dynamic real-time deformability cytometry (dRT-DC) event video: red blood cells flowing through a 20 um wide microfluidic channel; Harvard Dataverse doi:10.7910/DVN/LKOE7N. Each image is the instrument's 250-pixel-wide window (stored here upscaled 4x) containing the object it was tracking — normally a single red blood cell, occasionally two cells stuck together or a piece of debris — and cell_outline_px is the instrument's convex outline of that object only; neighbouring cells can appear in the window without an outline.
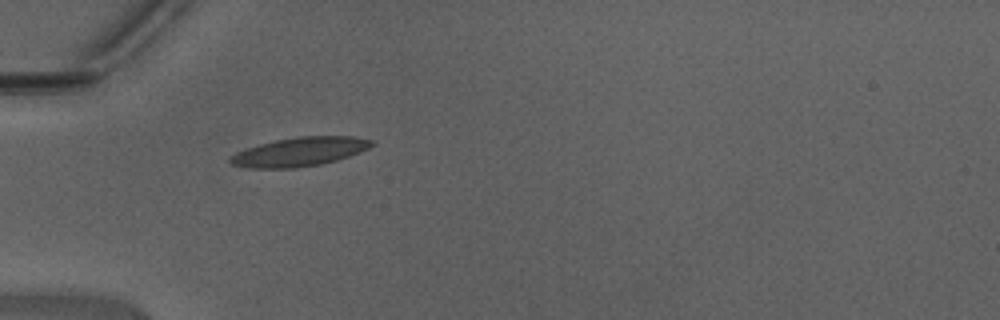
{"species": "Egyptian fruit bat (a non-hibernating species)", "species_latin": "Rousettus aegyptiacus", "temperature_condition": "warm", "stored_images_in_passage": 21, "camera_frame_rate_fps": 3000, "um_per_image_px": 0.085, "animal": {"sex": "male"}, "frame": {"image": 1, "passage_image": 1, "time_ms": 0.0, "image_size_px": [1000, 320], "cell_outline_px": [[376, 144], [360, 152], [336, 160], [320, 164], [296, 168], [248, 168], [232, 164], [228, 160], [236, 152], [260, 144], [276, 140], [300, 136], [352, 136], [376, 140]], "centroid_in_image_um": [25.52, 12.89], "position_along_channel_um": 59.5, "area_um2": 23.76}}
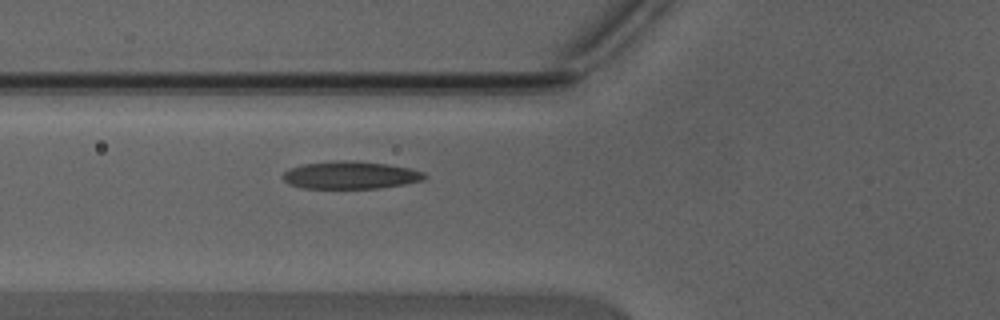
{"frame": {"image": 2, "passage_image": 4, "time_ms": 1.0, "image_size_px": [1000, 320], "cell_outline_px": [[428, 176], [424, 180], [404, 184], [380, 188], [300, 188], [288, 184], [280, 176], [288, 168], [304, 164], [336, 160], [356, 160], [388, 164], [408, 168], [424, 172]], "centroid_in_image_um": [29.76, 14.88], "position_along_channel_um": 96.0, "area_um2": 23.06}}
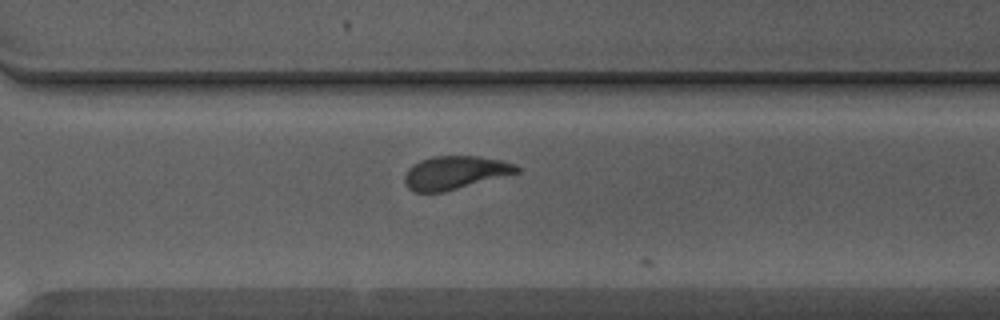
{"frame": {"image": 3, "passage_image": 20, "time_ms": 6.333, "image_size_px": [1000, 320], "cell_outline_px": [[520, 172], [444, 192], [416, 192], [408, 188], [404, 180], [404, 176], [408, 168], [412, 164], [420, 160], [432, 156], [480, 156], [500, 160], [516, 164], [520, 168]], "centroid_in_image_um": [38.67, 14.66], "position_along_channel_um": 331.9, "area_um2": 21.79}}